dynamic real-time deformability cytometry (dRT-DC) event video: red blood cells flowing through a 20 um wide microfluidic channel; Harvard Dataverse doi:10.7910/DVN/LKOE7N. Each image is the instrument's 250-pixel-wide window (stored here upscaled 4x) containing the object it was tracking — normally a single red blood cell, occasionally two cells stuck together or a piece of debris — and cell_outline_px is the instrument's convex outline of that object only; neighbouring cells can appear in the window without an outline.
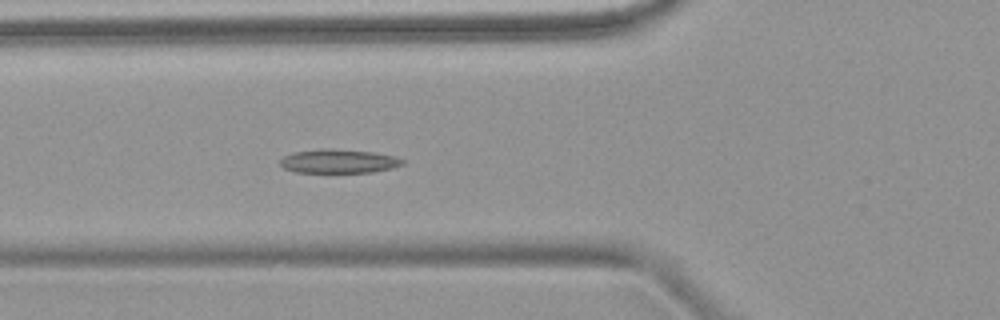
{"species": "common noctule bat (a hibernating species)", "species_latin": "Nyctalus noctula", "temperature_condition": "warm", "stored_images_in_passage": 5, "camera_frame_rate_fps": 3000, "um_per_image_px": 0.085, "animal": {"sex": "female", "body_mass_g": 18.4}, "frame": {"image": 1, "passage_image": 5, "time_ms": 5.667, "image_size_px": [1000, 320], "cell_outline_px": [[404, 164], [392, 168], [372, 172], [296, 172], [284, 168], [280, 164], [280, 160], [284, 156], [292, 152], [320, 148], [332, 148], [376, 152], [396, 156], [404, 160]], "centroid_in_image_um": [28.8, 13.68], "position_along_channel_um": 97.0, "area_um2": 17.22}}